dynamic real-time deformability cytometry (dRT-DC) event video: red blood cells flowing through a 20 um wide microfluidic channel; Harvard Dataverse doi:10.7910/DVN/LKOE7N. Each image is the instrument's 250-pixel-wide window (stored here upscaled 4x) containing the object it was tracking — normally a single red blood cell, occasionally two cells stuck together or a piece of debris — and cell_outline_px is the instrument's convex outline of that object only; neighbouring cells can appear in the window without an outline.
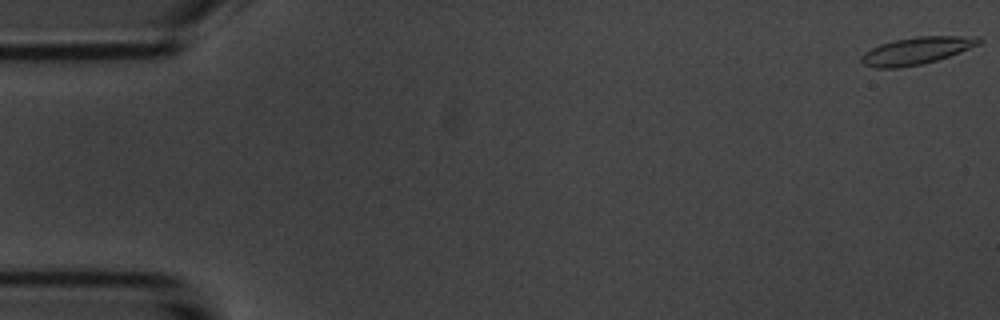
{"species": "common noctule bat (a hibernating species)", "species_latin": "Nyctalus noctula", "temperature_condition": "room temperature", "stored_images_in_passage": 55, "camera_frame_rate_fps": 3000, "um_per_image_px": 0.085, "animal": {"sex": "male", "body_mass_g": 20.1, "forearm_length_mm": 53.5}, "frame": {"image": 1, "passage_image": 1, "time_ms": 0.0, "image_size_px": [1000, 320], "cell_outline_px": [[984, 40], [980, 44], [960, 52], [936, 60], [920, 64], [900, 68], [876, 68], [864, 64], [860, 60], [860, 56], [864, 52], [880, 44], [892, 40], [916, 36], [980, 36]], "centroid_in_image_um": [77.92, 4.29], "position_along_channel_um": 7.1, "area_um2": 18.79}}
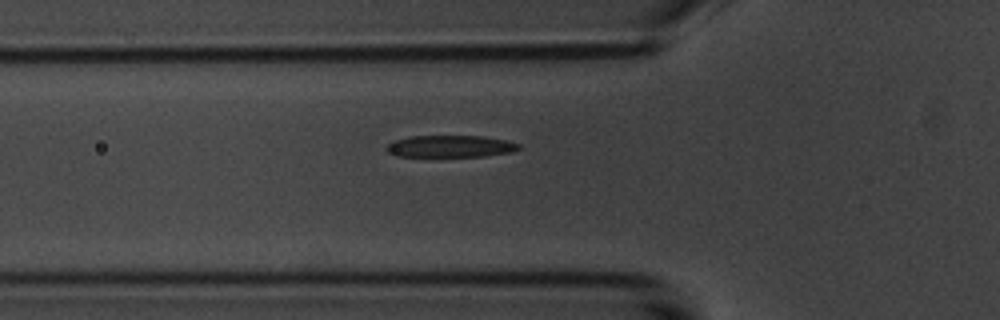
{"frame": {"image": 2, "passage_image": 19, "time_ms": 6.0, "image_size_px": [1000, 320], "cell_outline_px": [[520, 148], [512, 152], [484, 156], [400, 156], [388, 152], [384, 148], [392, 140], [408, 136], [484, 136], [508, 140], [520, 144]], "centroid_in_image_um": [38.28, 12.42], "position_along_channel_um": 87.5, "area_um2": 16.99}}
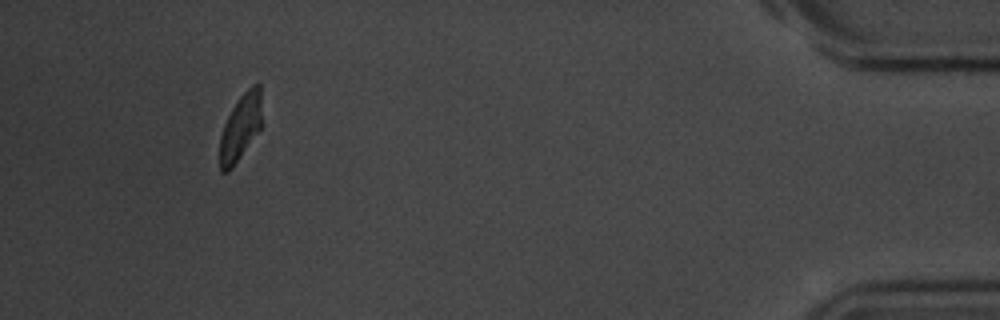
{"frame": {"image": 3, "passage_image": 51, "time_ms": 16.667, "image_size_px": [1000, 320], "cell_outline_px": [[260, 128], [232, 168], [228, 172], [220, 172], [220, 136], [224, 124], [232, 108], [240, 96], [252, 84], [260, 84]], "centroid_in_image_um": [20.41, 10.83], "position_along_channel_um": 414.8, "area_um2": 15.78}, "authors_computed_cell_mechanics": {"area_um2": 18.3226, "velocity_mm_per_s": 3.6925, "shape_relaxation_time_tau1_ms": 2.5233, "shape_relaxation_time_tau2_ms": 2.7301, "deformation_change_tau1": 0.1452, "deformation_change_tau2": 0.1069}}